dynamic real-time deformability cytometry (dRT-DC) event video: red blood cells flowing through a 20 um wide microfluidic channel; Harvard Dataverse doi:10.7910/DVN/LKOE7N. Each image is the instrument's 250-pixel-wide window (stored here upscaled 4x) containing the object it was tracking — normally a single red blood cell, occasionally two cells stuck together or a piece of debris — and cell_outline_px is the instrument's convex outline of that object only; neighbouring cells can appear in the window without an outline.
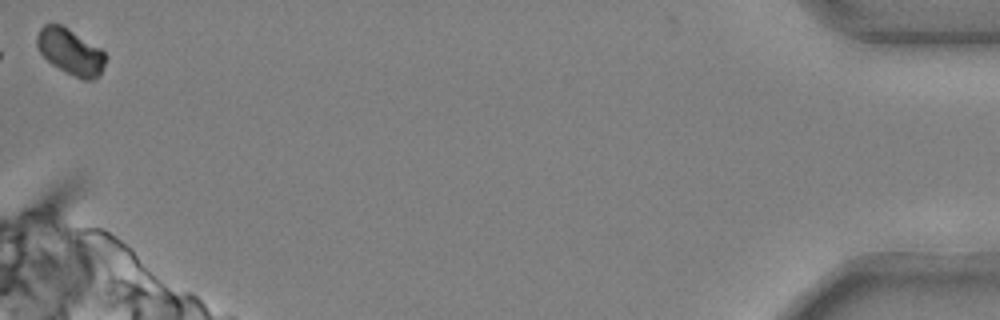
{"species": "common noctule bat (a hibernating species)", "species_latin": "Nyctalus noctula", "temperature_condition": "cold", "stored_images_in_passage": 51, "camera_frame_rate_fps": 3000, "um_per_image_px": 0.085, "animal": {"sex": "male", "body_mass_g": 20.4}, "frame": {"image": 1, "passage_image": 51, "time_ms": 16.667, "image_size_px": [1000, 320], "cell_outline_px": [[108, 56], [100, 72], [92, 80], [84, 80], [52, 64], [40, 52], [36, 44], [36, 36], [40, 28], [44, 24], [60, 24], [68, 28], [100, 48]], "centroid_in_image_um": [5.98, 4.36], "position_along_channel_um": 429.2, "area_um2": 18.03}, "authors_computed_cell_mechanics": {"area_um2": 21.2126, "velocity_mm_per_s": 3.7048, "shape_relaxation_time_tau1_ms": 5.4549, "shape_relaxation_time_tau2_ms": null, "deformation_change_tau1": 0.1111, "deformation_change_tau2": null}}